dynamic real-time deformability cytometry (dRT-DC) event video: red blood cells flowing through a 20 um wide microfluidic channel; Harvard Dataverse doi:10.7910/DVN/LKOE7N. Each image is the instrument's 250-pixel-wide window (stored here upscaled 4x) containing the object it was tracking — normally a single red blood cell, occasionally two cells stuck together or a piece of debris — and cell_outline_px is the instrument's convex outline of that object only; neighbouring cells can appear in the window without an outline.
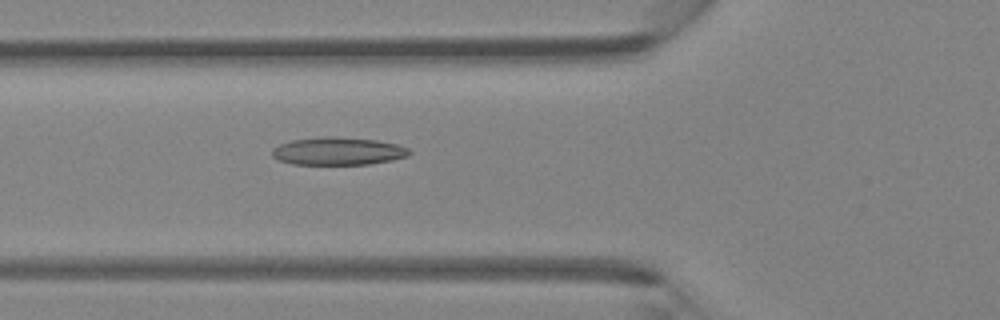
{"species": "Egyptian fruit bat (a non-hibernating species)", "species_latin": "Rousettus aegyptiacus", "temperature_condition": "room temperature", "stored_images_in_passage": 46, "camera_frame_rate_fps": 3000, "um_per_image_px": 0.085, "animal": {"sex": "female"}, "frame": {"image": 1, "passage_image": 17, "time_ms": 5.333, "image_size_px": [1000, 320], "cell_outline_px": [[412, 152], [408, 156], [392, 160], [368, 164], [292, 164], [276, 160], [272, 156], [272, 148], [280, 144], [292, 140], [320, 136], [336, 136], [376, 140], [396, 144], [408, 148]], "centroid_in_image_um": [28.71, 12.84], "position_along_channel_um": 97.1, "area_um2": 22.37}}
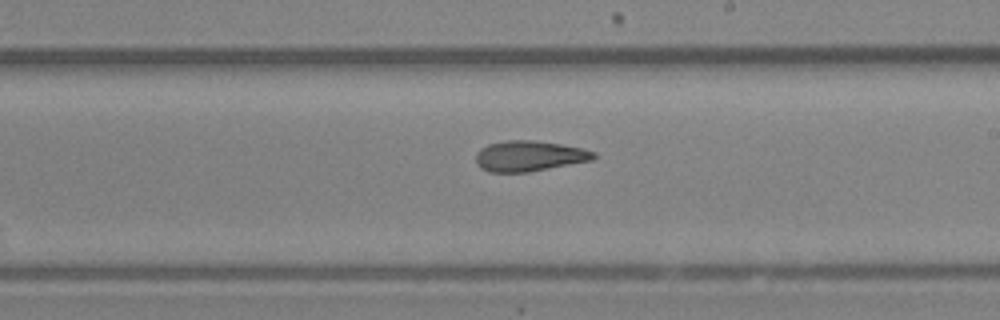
{"frame": {"image": 2, "passage_image": 27, "time_ms": 8.667, "image_size_px": [1000, 320], "cell_outline_px": [[596, 156], [592, 160], [528, 172], [488, 172], [480, 168], [476, 164], [476, 152], [480, 148], [488, 144], [504, 140], [532, 140], [560, 144], [580, 148], [596, 152]], "centroid_in_image_um": [44.93, 13.26], "position_along_channel_um": 244.1, "area_um2": 20.98}}
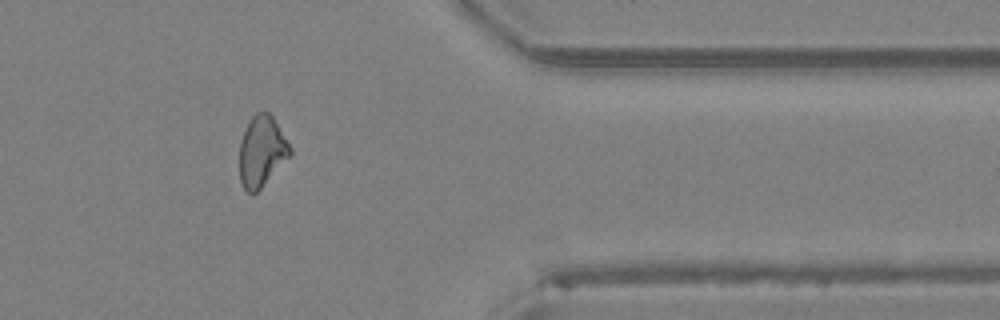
{"frame": {"image": 3, "passage_image": 38, "time_ms": 12.333, "image_size_px": [1000, 320], "cell_outline_px": [[292, 152], [260, 188], [256, 192], [248, 192], [244, 188], [240, 180], [240, 144], [244, 132], [252, 116], [256, 112], [268, 112], [272, 116], [292, 148]], "centroid_in_image_um": [22.24, 12.84], "position_along_channel_um": 389.2, "area_um2": 20.17}}